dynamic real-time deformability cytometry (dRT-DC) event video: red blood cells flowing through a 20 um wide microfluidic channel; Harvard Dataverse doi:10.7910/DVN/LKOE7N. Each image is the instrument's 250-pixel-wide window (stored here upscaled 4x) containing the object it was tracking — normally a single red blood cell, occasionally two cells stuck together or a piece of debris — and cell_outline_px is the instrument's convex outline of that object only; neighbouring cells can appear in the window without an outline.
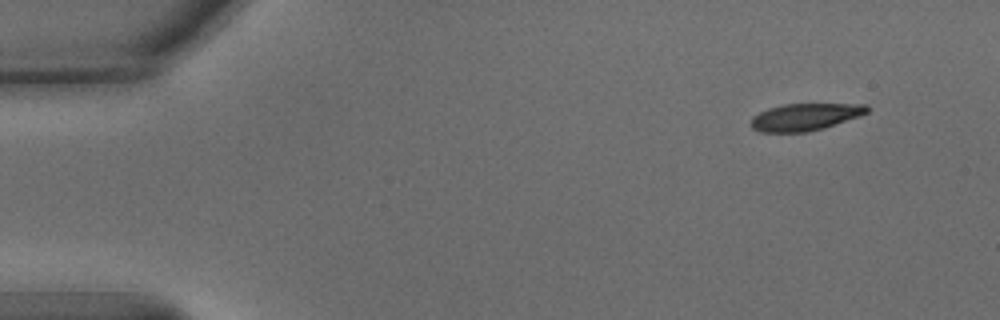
{"species": "common noctule bat (a hibernating species)", "species_latin": "Nyctalus noctula", "temperature_condition": "warm", "stored_images_in_passage": 49, "camera_frame_rate_fps": 3000, "um_per_image_px": 0.085, "animal": {"sex": "male", "body_mass_g": 15.6}, "frame": {"image": 1, "passage_image": 1, "time_ms": 0.0, "image_size_px": [1000, 320], "cell_outline_px": [[872, 108], [868, 112], [860, 116], [824, 128], [808, 132], [760, 132], [752, 128], [752, 116], [768, 108], [784, 104], [868, 104]], "centroid_in_image_um": [68.47, 9.93], "position_along_channel_um": 16.5, "area_um2": 18.44}}
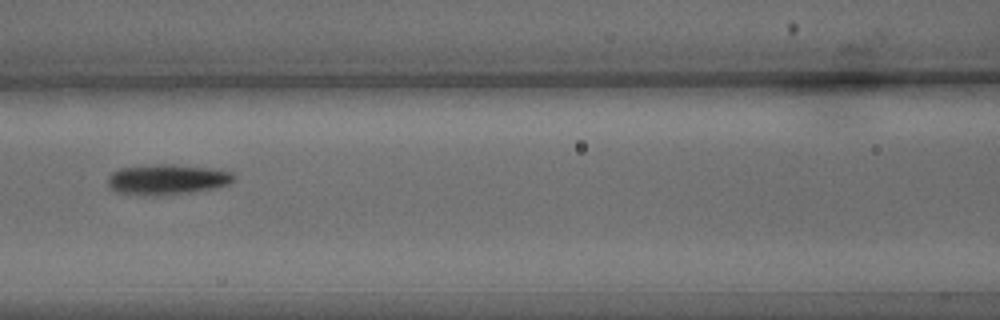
{"frame": {"image": 2, "passage_image": 20, "time_ms": 6.333, "image_size_px": [1000, 320], "cell_outline_px": [[236, 180], [228, 184], [216, 188], [192, 192], [156, 196], [116, 192], [108, 184], [108, 176], [112, 172], [120, 168], [160, 164], [176, 164], [208, 168], [232, 172], [236, 176]], "centroid_in_image_um": [14.24, 15.25], "position_along_channel_um": 152.4, "area_um2": 22.31}}
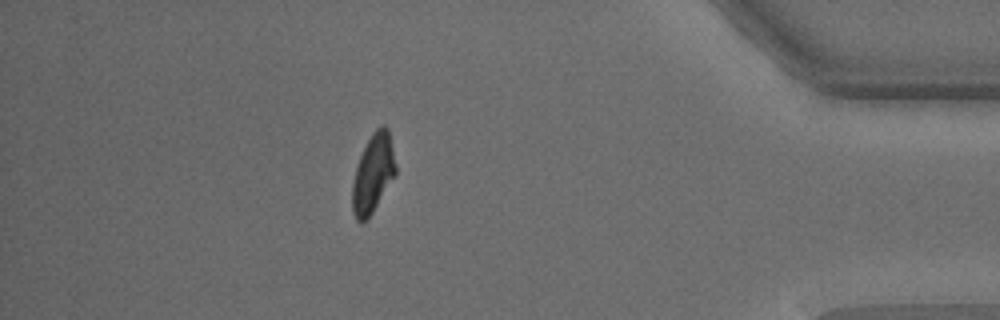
{"frame": {"image": 3, "passage_image": 43, "time_ms": 14.0, "image_size_px": [1000, 320], "cell_outline_px": [[396, 176], [368, 220], [364, 224], [356, 220], [352, 212], [352, 180], [356, 164], [372, 132], [380, 124], [384, 124], [388, 128], [396, 164]], "centroid_in_image_um": [31.7, 14.79], "position_along_channel_um": 403.5, "area_um2": 20.4}, "authors_computed_cell_mechanics": {"area_um2": 20.5768, "velocity_mm_per_s": 3.8157, "shape_relaxation_time_tau1_ms": 4.0795, "shape_relaxation_time_tau2_ms": 3.3923, "deformation_change_tau1": 0.1678, "deformation_change_tau2": 0.1137}}